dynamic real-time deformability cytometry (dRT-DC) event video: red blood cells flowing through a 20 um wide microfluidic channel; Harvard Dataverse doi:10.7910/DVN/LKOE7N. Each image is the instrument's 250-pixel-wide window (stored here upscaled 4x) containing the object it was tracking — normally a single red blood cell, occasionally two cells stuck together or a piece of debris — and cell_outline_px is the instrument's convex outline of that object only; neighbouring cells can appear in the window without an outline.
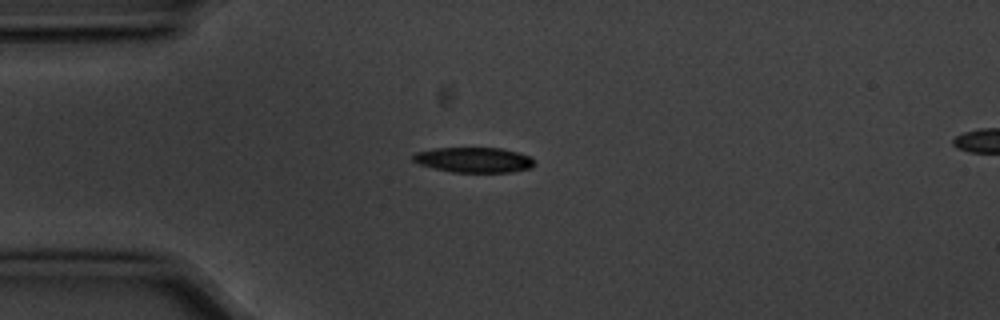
{"species": "common noctule bat (a hibernating species)", "species_latin": "Nyctalus noctula", "temperature_condition": "cold", "stored_images_in_passage": 9, "camera_frame_rate_fps": 3000, "um_per_image_px": 0.085, "animal": {"sex": "male", "body_mass_g": 20.1, "forearm_length_mm": 53.5}, "frame": {"image": 1, "passage_image": 2, "time_ms": 0.333, "image_size_px": [1000, 320], "cell_outline_px": [[536, 164], [532, 168], [512, 172], [452, 172], [432, 168], [420, 164], [412, 160], [412, 156], [416, 152], [432, 148], [500, 148], [532, 156]], "centroid_in_image_um": [40.3, 13.59], "position_along_channel_um": 44.7, "area_um2": 17.98}}